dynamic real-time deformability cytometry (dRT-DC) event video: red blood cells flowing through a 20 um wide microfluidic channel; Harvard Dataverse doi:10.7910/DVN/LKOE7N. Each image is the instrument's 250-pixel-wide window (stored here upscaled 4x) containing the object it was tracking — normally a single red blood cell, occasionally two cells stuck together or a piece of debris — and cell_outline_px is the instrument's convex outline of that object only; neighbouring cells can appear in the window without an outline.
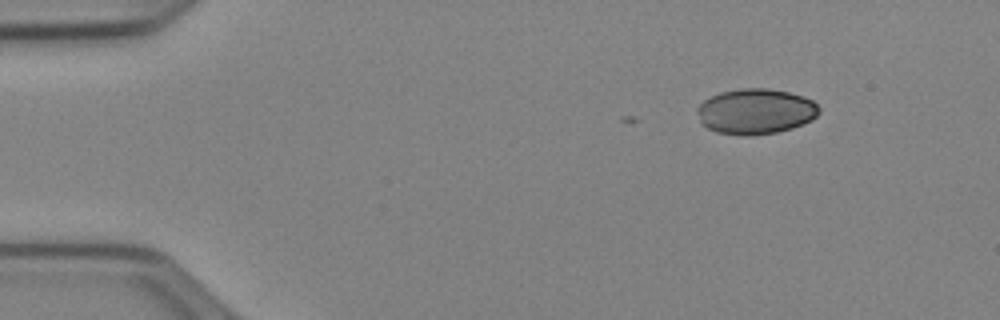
{"species": "Egyptian fruit bat (a non-hibernating species)", "species_latin": "Rousettus aegyptiacus", "temperature_condition": "cold", "stored_images_in_passage": 6, "camera_frame_rate_fps": 3000, "um_per_image_px": 0.085, "animal": {"sex": "female"}, "frame": {"image": 1, "passage_image": 1, "time_ms": 0.0, "image_size_px": [1000, 320], "cell_outline_px": [[820, 112], [812, 120], [804, 124], [792, 128], [776, 132], [748, 136], [744, 136], [716, 132], [700, 124], [696, 108], [704, 100], [720, 92], [744, 88], [768, 88], [788, 92], [804, 96], [812, 100], [820, 108]], "centroid_in_image_um": [64.23, 9.47], "position_along_channel_um": 20.8, "area_um2": 32.48}}